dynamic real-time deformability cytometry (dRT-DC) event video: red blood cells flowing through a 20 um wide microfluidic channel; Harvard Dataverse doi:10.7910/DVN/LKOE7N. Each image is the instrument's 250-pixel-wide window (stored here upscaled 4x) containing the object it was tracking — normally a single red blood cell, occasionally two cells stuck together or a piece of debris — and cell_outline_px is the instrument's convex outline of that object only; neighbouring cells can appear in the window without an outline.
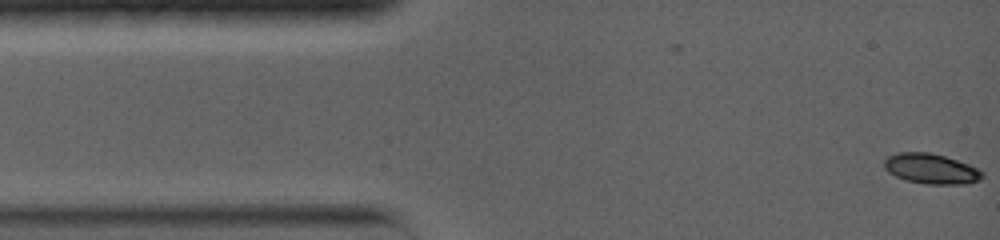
{"species": "common noctule bat (a hibernating species)", "species_latin": "Nyctalus noctula", "temperature_condition": "warm", "stored_images_in_passage": 72, "camera_frame_rate_fps": 5000, "um_per_image_px": 0.085, "animal": {"sex": "female", "body_mass_g": 19.0, "forearm_length_mm": 56.7}, "frame": {"image": 1, "passage_image": 1, "time_ms": 0.0, "image_size_px": [1000, 240], "cell_outline_px": [[984, 176], [980, 180], [968, 184], [924, 184], [904, 180], [888, 172], [884, 168], [884, 160], [888, 156], [900, 152], [928, 152], [944, 156], [968, 164], [984, 172]], "centroid_in_image_um": [79.14, 14.36], "position_along_channel_um": 5.9, "area_um2": 17.34}}
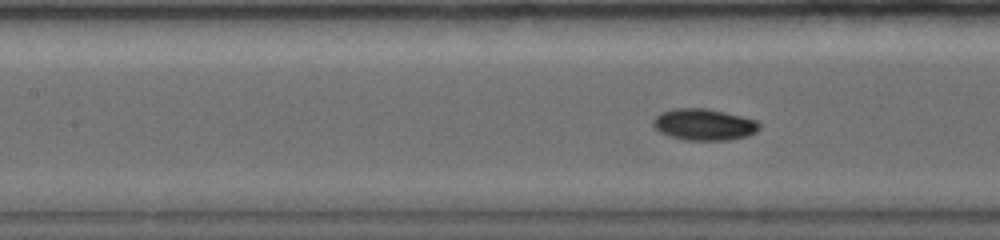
{"frame": {"image": 2, "passage_image": 30, "time_ms": 5.8, "image_size_px": [1000, 240], "cell_outline_px": [[760, 128], [756, 132], [748, 136], [732, 140], [684, 140], [660, 132], [652, 124], [652, 120], [660, 112], [672, 108], [708, 108], [756, 120], [760, 124]], "centroid_in_image_um": [59.84, 10.58], "position_along_channel_um": 147.6, "area_um2": 19.59}}
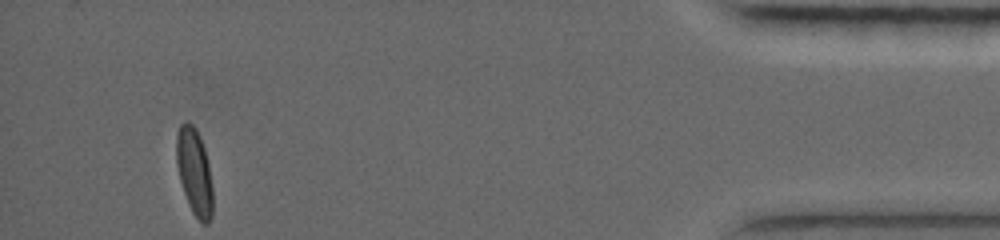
{"frame": {"image": 3, "passage_image": 72, "time_ms": 14.2, "image_size_px": [1000, 240], "cell_outline_px": [[212, 216], [208, 224], [204, 224], [192, 212], [184, 192], [180, 180], [176, 164], [176, 136], [180, 124], [184, 120], [188, 120], [196, 128], [200, 136], [204, 148], [208, 164], [212, 188]], "centroid_in_image_um": [16.5, 14.56], "position_along_channel_um": 418.7, "area_um2": 18.32}, "authors_computed_cell_mechanics": {"area_um2": 18.3226, "velocity_mm_per_s": 3.8638, "shape_relaxation_time_tau1_ms": 5.4411, "shape_relaxation_time_tau2_ms": null, "deformation_change_tau1": 0.1722, "deformation_change_tau2": null}}